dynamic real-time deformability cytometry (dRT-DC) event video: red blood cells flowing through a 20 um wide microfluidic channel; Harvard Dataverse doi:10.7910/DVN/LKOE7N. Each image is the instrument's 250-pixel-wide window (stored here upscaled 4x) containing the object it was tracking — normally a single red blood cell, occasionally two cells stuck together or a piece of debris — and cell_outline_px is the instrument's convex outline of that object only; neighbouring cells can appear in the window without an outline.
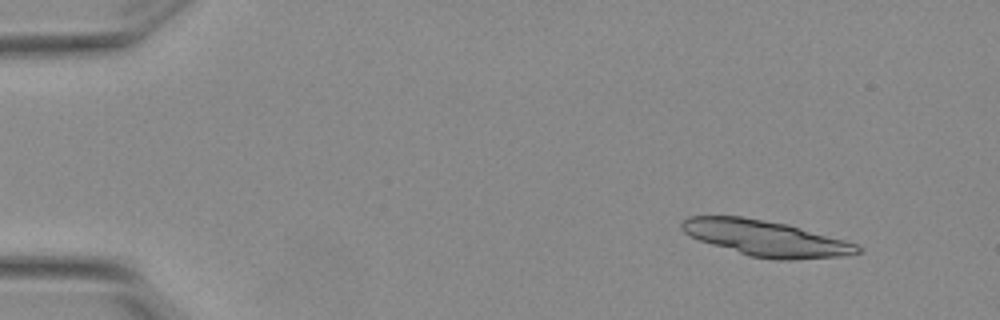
{"species": "Egyptian fruit bat (a non-hibernating species)", "species_latin": "Rousettus aegyptiacus", "temperature_condition": "warm", "stored_images_in_passage": 8, "camera_frame_rate_fps": 3000, "um_per_image_px": 0.085, "animal": {"sex": "female"}, "frame": {"image": 1, "passage_image": 1, "time_ms": 0.0, "image_size_px": [1000, 320], "cell_outline_px": [[864, 252], [840, 256], [792, 260], [776, 260], [748, 256], [700, 240], [684, 232], [680, 228], [680, 224], [688, 216], [740, 216], [788, 224], [844, 240], [856, 244]], "centroid_in_image_um": [65.09, 20.25], "position_along_channel_um": 19.9, "area_um2": 36.36}}